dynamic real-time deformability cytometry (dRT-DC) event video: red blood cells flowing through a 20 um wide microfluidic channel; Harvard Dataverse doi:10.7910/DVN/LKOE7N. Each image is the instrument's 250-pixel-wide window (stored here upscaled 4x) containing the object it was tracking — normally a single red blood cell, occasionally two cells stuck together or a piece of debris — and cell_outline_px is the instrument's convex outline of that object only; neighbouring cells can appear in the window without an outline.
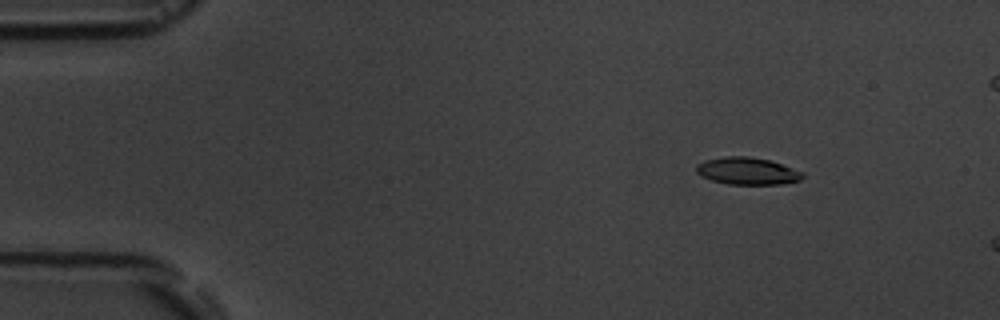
{"species": "common noctule bat (a hibernating species)", "species_latin": "Nyctalus noctula", "temperature_condition": "room temperature", "stored_images_in_passage": 5, "camera_frame_rate_fps": 3000, "um_per_image_px": 0.085, "animal": {"sex": "male", "body_mass_g": 19.5, "forearm_length_mm": 54.6}, "frame": {"image": 1, "passage_image": 3, "time_ms": 2.0, "image_size_px": [1000, 320], "cell_outline_px": [[804, 176], [800, 180], [780, 184], [728, 184], [712, 180], [696, 172], [696, 164], [704, 160], [724, 156], [748, 156], [768, 160], [804, 172]], "centroid_in_image_um": [63.51, 14.53], "position_along_channel_um": 21.5, "area_um2": 16.7}}